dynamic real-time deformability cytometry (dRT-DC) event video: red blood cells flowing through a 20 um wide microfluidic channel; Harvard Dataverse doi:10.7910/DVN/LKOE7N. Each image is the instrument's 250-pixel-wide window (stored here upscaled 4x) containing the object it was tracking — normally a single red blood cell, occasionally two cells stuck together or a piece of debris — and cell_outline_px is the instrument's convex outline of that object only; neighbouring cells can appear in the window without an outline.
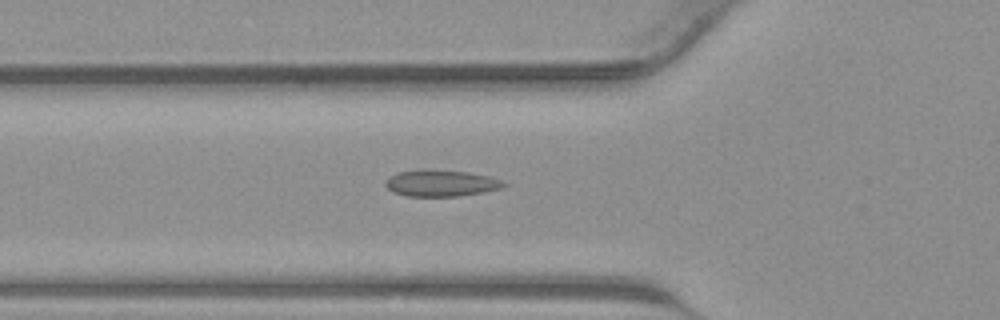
{"species": "common noctule bat (a hibernating species)", "species_latin": "Nyctalus noctula", "temperature_condition": "warm", "stored_images_in_passage": 34, "segment_of_instrument_passage": [1, 2], "camera_frame_rate_fps": 3000, "um_per_image_px": 0.085, "animal": {"sex": "male", "body_mass_g": 23.1, "forearm_length_mm": 52.7}, "frame": {"image": 1, "passage_image": 6, "time_ms": 1.667, "image_size_px": [1000, 320], "cell_outline_px": [[508, 184], [504, 188], [484, 192], [460, 196], [404, 196], [392, 192], [384, 184], [392, 176], [400, 172], [468, 172], [488, 176], [504, 180]], "centroid_in_image_um": [37.6, 15.63], "position_along_channel_um": 88.2, "area_um2": 17.51}}
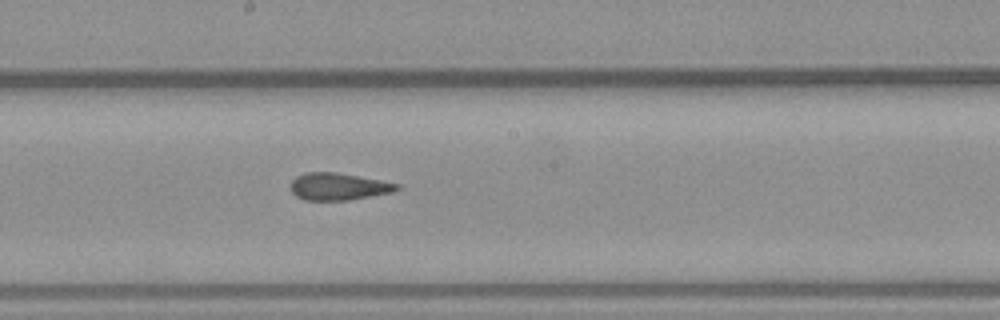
{"frame": {"image": 2, "passage_image": 14, "time_ms": 4.333, "image_size_px": [1000, 320], "cell_outline_px": [[400, 188], [392, 192], [348, 200], [304, 200], [296, 196], [288, 188], [292, 180], [296, 176], [304, 172], [336, 172], [380, 180], [400, 184]], "centroid_in_image_um": [28.71, 15.85], "position_along_channel_um": 219.5, "area_um2": 16.88}}
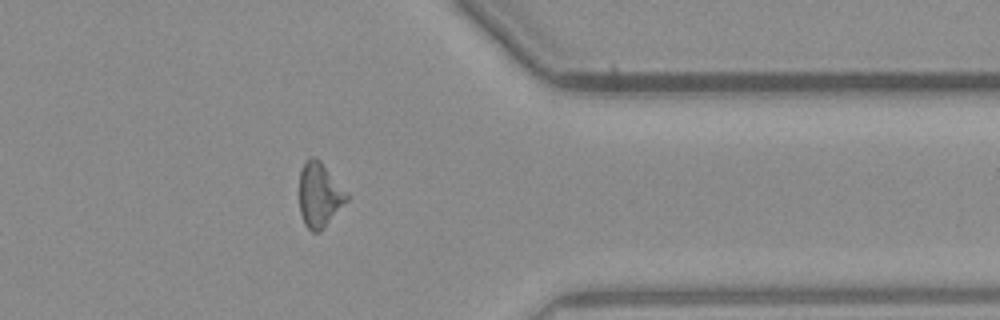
{"frame": {"image": 3, "passage_image": 25, "time_ms": 8.0, "image_size_px": [1000, 320], "cell_outline_px": [[348, 200], [324, 228], [320, 232], [312, 232], [304, 224], [300, 212], [300, 172], [304, 164], [312, 156], [316, 156], [320, 160], [348, 192]], "centroid_in_image_um": [27.17, 16.58], "position_along_channel_um": 384.2, "area_um2": 17.86}}